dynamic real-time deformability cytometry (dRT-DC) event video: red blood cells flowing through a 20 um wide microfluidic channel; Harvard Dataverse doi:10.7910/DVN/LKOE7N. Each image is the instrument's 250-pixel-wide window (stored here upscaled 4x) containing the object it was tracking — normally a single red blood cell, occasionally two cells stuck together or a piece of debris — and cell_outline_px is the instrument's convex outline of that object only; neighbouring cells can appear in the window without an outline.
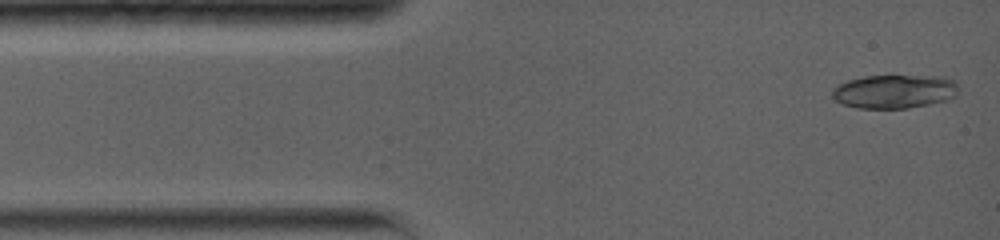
{"species": "common noctule bat (a hibernating species)", "species_latin": "Nyctalus noctula", "temperature_condition": "warm", "stored_images_in_passage": 5, "camera_frame_rate_fps": 5000, "um_per_image_px": 0.085, "animal": {"sex": "female", "body_mass_g": 19.0, "forearm_length_mm": 56.7}, "frame": {"image": 1, "passage_image": 1, "time_ms": 0.0, "image_size_px": [1000, 240], "cell_outline_px": [[956, 92], [952, 96], [944, 100], [928, 104], [908, 108], [856, 108], [844, 104], [836, 100], [832, 96], [832, 88], [836, 84], [848, 80], [864, 76], [892, 72], [944, 76], [952, 80], [956, 84]], "centroid_in_image_um": [75.97, 7.7], "position_along_channel_um": 9.0, "area_um2": 25.72}}